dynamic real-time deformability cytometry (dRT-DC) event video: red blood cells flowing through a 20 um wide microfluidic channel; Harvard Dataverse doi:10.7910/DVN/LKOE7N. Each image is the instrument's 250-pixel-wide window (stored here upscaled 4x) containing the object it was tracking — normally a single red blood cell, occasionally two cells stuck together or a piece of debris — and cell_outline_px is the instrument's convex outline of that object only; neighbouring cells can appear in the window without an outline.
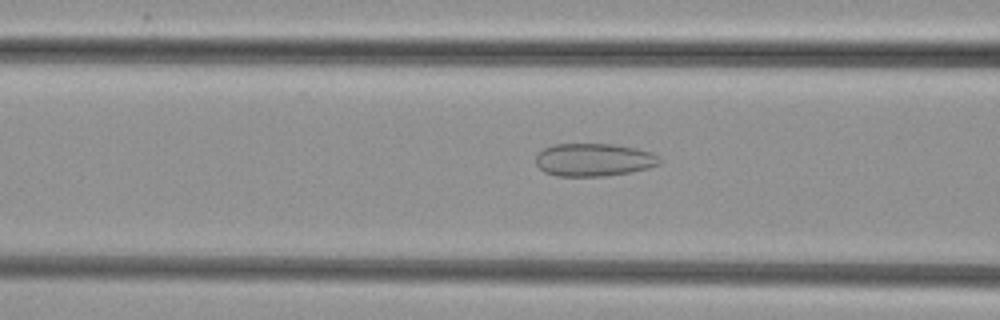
{"species": "common noctule bat (a hibernating species)", "species_latin": "Nyctalus noctula", "temperature_condition": "cold", "stored_images_in_passage": 35, "camera_frame_rate_fps": 3000, "um_per_image_px": 0.085, "animal": {"sex": "female", "body_mass_g": 29.2, "forearm_length_mm": 56.3}, "frame": {"image": 1, "passage_image": 4, "time_ms": 1.0, "image_size_px": [1000, 320], "cell_outline_px": [[660, 164], [648, 168], [632, 172], [604, 176], [556, 176], [544, 172], [536, 164], [536, 152], [552, 144], [612, 144], [636, 148], [652, 152], [660, 160]], "centroid_in_image_um": [50.44, 13.58], "position_along_channel_um": 116.2, "area_um2": 23.87}}
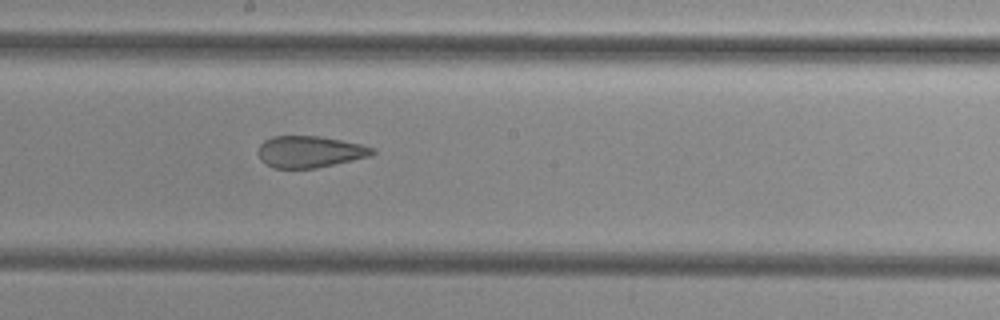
{"frame": {"image": 2, "passage_image": 12, "time_ms": 3.667, "image_size_px": [1000, 320], "cell_outline_px": [[376, 152], [372, 156], [316, 168], [272, 168], [264, 164], [260, 160], [256, 152], [260, 144], [264, 140], [272, 136], [320, 136], [360, 144], [376, 148]], "centroid_in_image_um": [26.3, 12.9], "position_along_channel_um": 221.9, "area_um2": 21.33}}
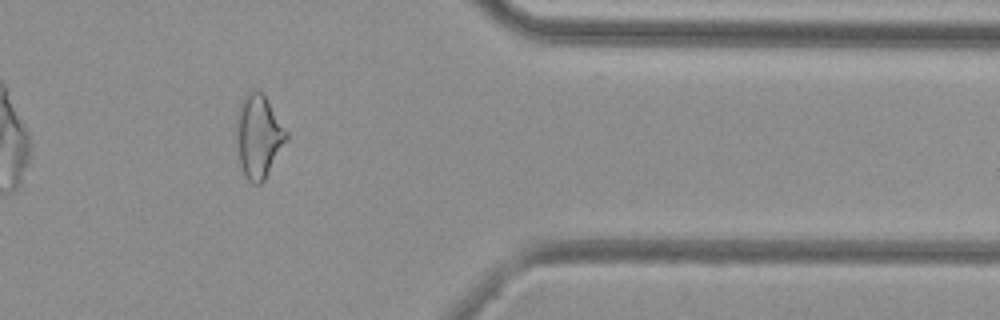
{"frame": {"image": 3, "passage_image": 26, "time_ms": 8.333, "image_size_px": [1000, 320], "cell_outline_px": [[288, 140], [264, 180], [260, 184], [252, 184], [248, 180], [240, 164], [236, 140], [236, 112], [248, 88], [256, 88], [264, 96], [288, 132]], "centroid_in_image_um": [21.96, 11.56], "position_along_channel_um": 389.4, "area_um2": 24.39}}